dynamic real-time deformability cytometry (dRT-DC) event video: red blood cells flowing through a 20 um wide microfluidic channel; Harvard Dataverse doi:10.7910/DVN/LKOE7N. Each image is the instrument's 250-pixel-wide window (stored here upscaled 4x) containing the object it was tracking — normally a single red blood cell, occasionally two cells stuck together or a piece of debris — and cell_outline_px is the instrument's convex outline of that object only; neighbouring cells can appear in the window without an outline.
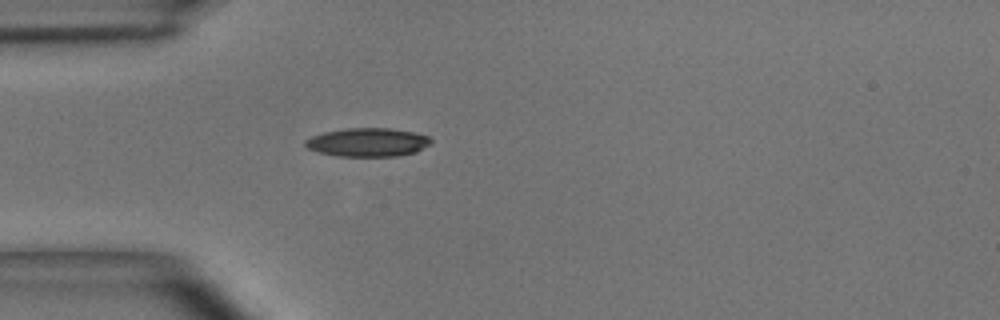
{"species": "common noctule bat (a hibernating species)", "species_latin": "Nyctalus noctula", "temperature_condition": "room temperature", "stored_images_in_passage": 4, "camera_frame_rate_fps": 3000, "um_per_image_px": 0.085, "animal": {"sex": "male", "body_mass_g": 15.6}, "frame": {"image": 1, "passage_image": 4, "time_ms": 1.0, "image_size_px": [1000, 320], "cell_outline_px": [[432, 144], [416, 152], [396, 156], [340, 156], [320, 152], [308, 148], [304, 144], [304, 140], [312, 136], [324, 132], [344, 128], [388, 128], [412, 132], [428, 136], [432, 140]], "centroid_in_image_um": [31.27, 12.09], "position_along_channel_um": 53.7, "area_um2": 20.87}}